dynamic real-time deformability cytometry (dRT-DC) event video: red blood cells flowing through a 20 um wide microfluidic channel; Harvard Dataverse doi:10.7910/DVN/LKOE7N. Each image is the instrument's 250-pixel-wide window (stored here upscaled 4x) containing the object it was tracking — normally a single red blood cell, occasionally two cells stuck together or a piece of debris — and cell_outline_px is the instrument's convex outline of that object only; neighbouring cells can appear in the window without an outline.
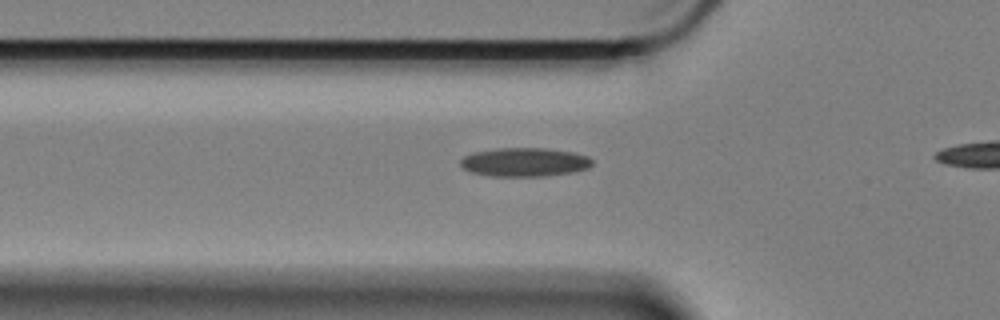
{"species": "Egyptian fruit bat (a non-hibernating species)", "species_latin": "Rousettus aegyptiacus", "temperature_condition": "cold", "stored_images_in_passage": 31, "camera_frame_rate_fps": 3000, "um_per_image_px": 0.085, "animal": {"sex": "female"}, "frame": {"image": 1, "passage_image": 2, "time_ms": 0.333, "image_size_px": [1000, 320], "cell_outline_px": [[592, 164], [588, 168], [572, 172], [544, 176], [488, 176], [468, 172], [460, 164], [460, 160], [464, 156], [472, 152], [496, 148], [548, 148], [572, 152], [588, 156], [592, 160]], "centroid_in_image_um": [44.55, 13.78], "position_along_channel_um": 81.3, "area_um2": 22.25}}
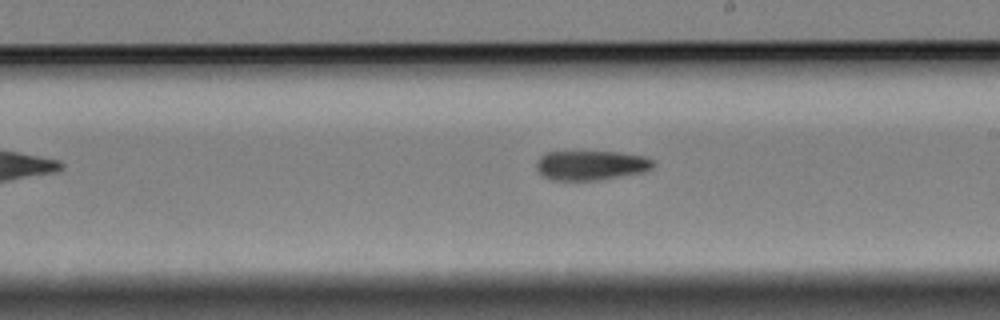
{"frame": {"image": 2, "passage_image": 16, "time_ms": 5.0, "image_size_px": [1000, 320], "cell_outline_px": [[656, 164], [652, 168], [644, 172], [596, 180], [552, 180], [544, 176], [536, 168], [536, 160], [544, 152], [616, 152], [644, 156], [652, 160]], "centroid_in_image_um": [50.22, 14.04], "position_along_channel_um": 238.8, "area_um2": 20.06}}
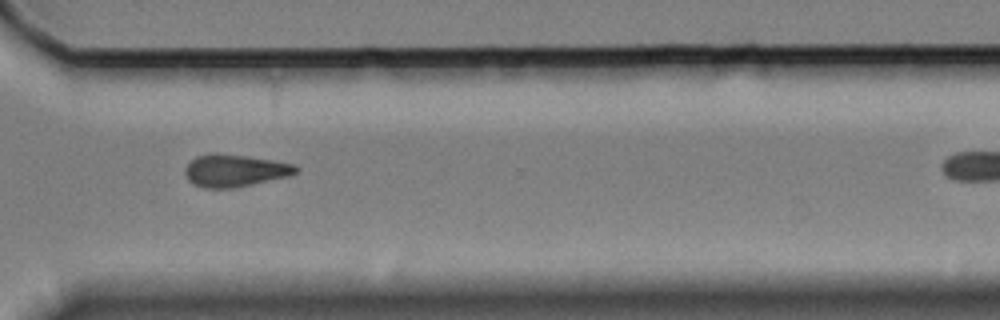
{"frame": {"image": 3, "passage_image": 26, "time_ms": 8.333, "image_size_px": [1000, 320], "cell_outline_px": [[300, 168], [296, 172], [288, 176], [252, 184], [232, 188], [204, 188], [188, 180], [184, 172], [184, 168], [196, 156], [212, 152], [248, 156], [296, 164]], "centroid_in_image_um": [19.95, 14.48], "position_along_channel_um": 350.6, "area_um2": 20.87}}